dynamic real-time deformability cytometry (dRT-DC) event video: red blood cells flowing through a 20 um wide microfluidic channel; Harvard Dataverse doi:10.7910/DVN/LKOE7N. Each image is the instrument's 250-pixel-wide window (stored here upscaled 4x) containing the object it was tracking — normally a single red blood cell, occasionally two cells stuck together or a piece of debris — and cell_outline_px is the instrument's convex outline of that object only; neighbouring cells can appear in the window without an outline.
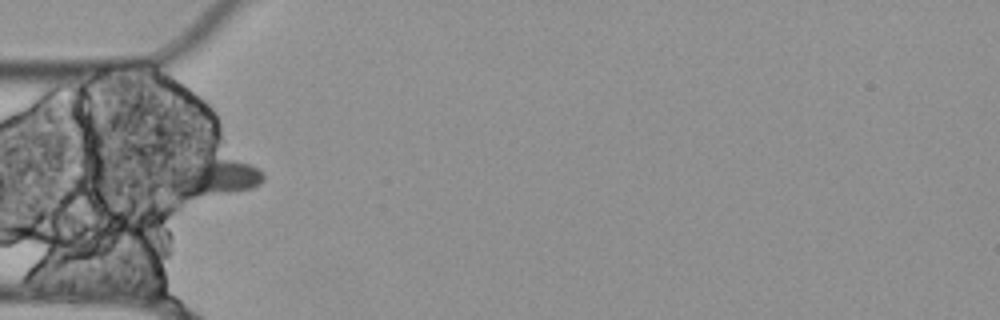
{"species": "Egyptian fruit bat (a non-hibernating species)", "species_latin": "Rousettus aegyptiacus", "temperature_condition": "cold", "stored_images_in_passage": 3, "camera_frame_rate_fps": 3000, "um_per_image_px": 0.085, "animal": {"sex": "female"}, "frame": {"image": 1, "passage_image": 1, "time_ms": 0.0, "image_size_px": [1000, 320], "cell_outline_px": [[264, 180], [260, 184], [252, 188], [228, 192], [192, 196], [180, 196], [172, 192], [160, 184], [156, 176], [156, 168], [172, 164], [216, 160], [236, 160], [252, 164], [260, 168], [264, 172]], "centroid_in_image_um": [17.79, 15.06], "position_along_channel_um": 67.2, "area_um2": 22.08}}
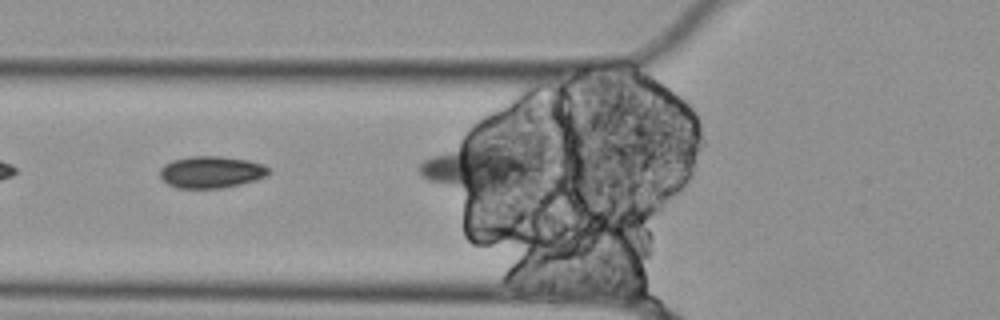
{"frame": {"image": 2, "passage_image": 2, "time_ms": 0.333, "image_size_px": [1000, 320], "cell_outline_px": [[272, 172], [256, 180], [224, 188], [176, 188], [168, 184], [160, 176], [160, 168], [164, 164], [172, 160], [192, 156], [220, 156], [248, 160], [264, 164]], "centroid_in_image_um": [17.96, 14.62], "position_along_channel_um": 107.8, "area_um2": 20.29}}